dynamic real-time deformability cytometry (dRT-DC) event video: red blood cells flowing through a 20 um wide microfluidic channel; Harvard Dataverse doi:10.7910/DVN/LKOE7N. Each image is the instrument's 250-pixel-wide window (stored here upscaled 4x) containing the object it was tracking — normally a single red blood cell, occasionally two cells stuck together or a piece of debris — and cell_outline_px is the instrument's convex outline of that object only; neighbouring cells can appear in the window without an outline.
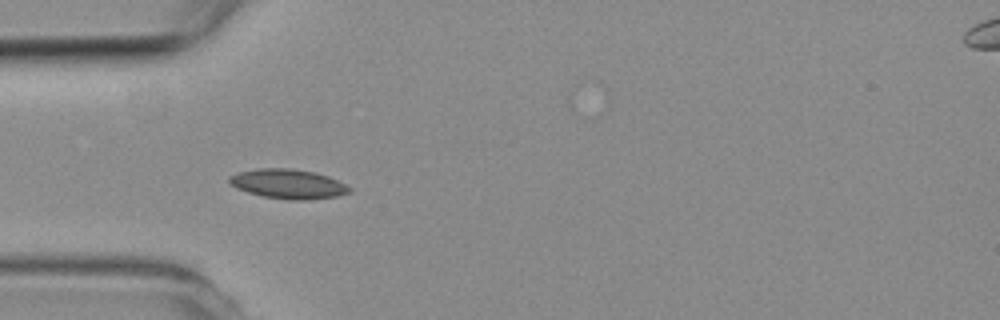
{"species": "common noctule bat (a hibernating species)", "species_latin": "Nyctalus noctula", "temperature_condition": "room temperature", "stored_images_in_passage": 4, "camera_frame_rate_fps": 3000, "um_per_image_px": 0.085, "animal": {"sex": "female", "body_mass_g": 19.3, "forearm_length_mm": 54.1}, "frame": {"image": 1, "passage_image": 3, "time_ms": 2.333, "image_size_px": [1000, 320], "cell_outline_px": [[352, 192], [336, 196], [304, 200], [292, 200], [264, 196], [248, 192], [236, 188], [228, 180], [228, 176], [240, 172], [256, 168], [292, 168], [312, 172], [328, 176], [352, 188]], "centroid_in_image_um": [24.49, 15.63], "position_along_channel_um": 60.5, "area_um2": 20.46}}
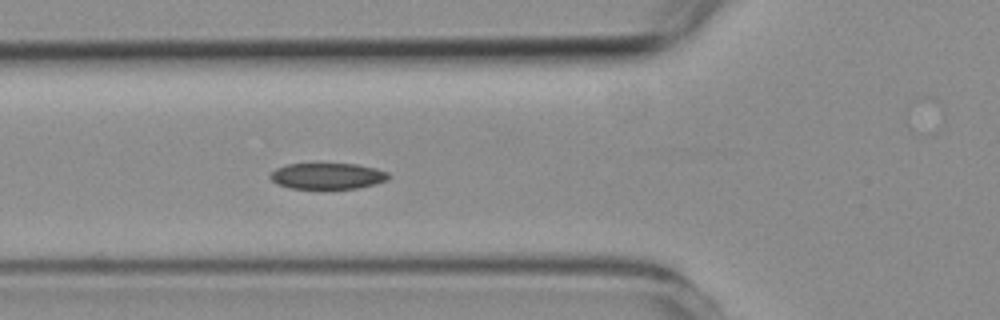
{"frame": {"image": 2, "passage_image": 4, "time_ms": 3.333, "image_size_px": [1000, 320], "cell_outline_px": [[392, 176], [388, 180], [376, 184], [356, 188], [324, 192], [288, 188], [276, 184], [268, 176], [276, 168], [288, 164], [356, 164], [376, 168], [388, 172]], "centroid_in_image_um": [27.84, 15.02], "position_along_channel_um": 98.0, "area_um2": 19.02}}